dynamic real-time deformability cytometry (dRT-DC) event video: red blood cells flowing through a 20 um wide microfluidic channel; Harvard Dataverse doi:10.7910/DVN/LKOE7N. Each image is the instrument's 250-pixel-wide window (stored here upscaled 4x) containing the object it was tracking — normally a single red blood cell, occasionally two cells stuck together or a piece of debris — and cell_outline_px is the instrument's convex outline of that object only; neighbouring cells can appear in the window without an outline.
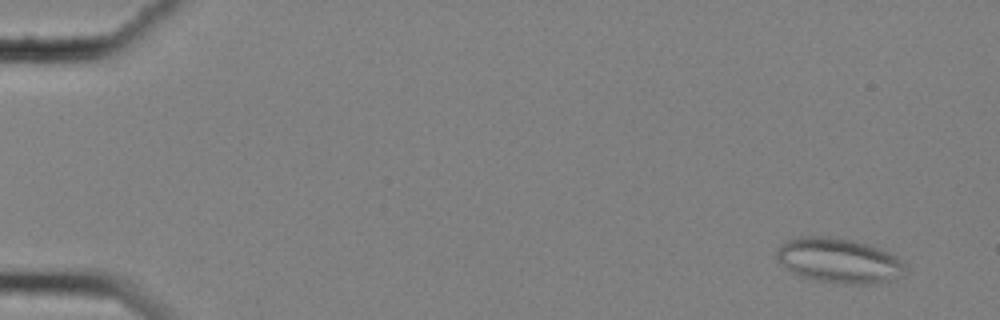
{"species": "common noctule bat (a hibernating species)", "species_latin": "Nyctalus noctula", "temperature_condition": "cold", "stored_images_in_passage": 59, "camera_frame_rate_fps": 3000, "um_per_image_px": 0.085, "animal": {"sex": "female", "body_mass_g": 25.1}, "frame": {"image": 1, "passage_image": 4, "time_ms": 1.0, "image_size_px": [1000, 320], "cell_outline_px": [[908, 272], [900, 276], [888, 280], [872, 284], [836, 284], [816, 280], [800, 276], [784, 268], [780, 264], [776, 256], [776, 248], [792, 236], [832, 236], [852, 240], [868, 244], [880, 248], [896, 256], [904, 264]], "centroid_in_image_um": [71.26, 22.14], "position_along_channel_um": 13.7, "area_um2": 34.16}}
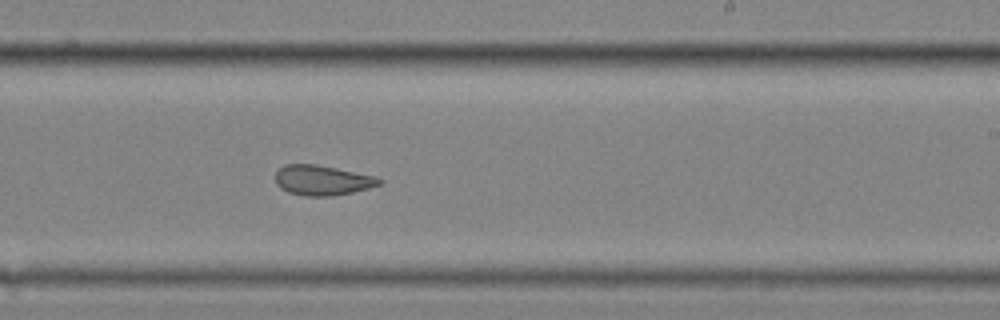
{"frame": {"image": 2, "passage_image": 37, "time_ms": 12.0, "image_size_px": [1000, 320], "cell_outline_px": [[384, 180], [380, 184], [368, 188], [352, 192], [332, 196], [304, 196], [288, 192], [280, 188], [276, 184], [276, 172], [284, 164], [316, 164], [376, 176]], "centroid_in_image_um": [27.39, 15.32], "position_along_channel_um": 261.6, "area_um2": 18.21}}
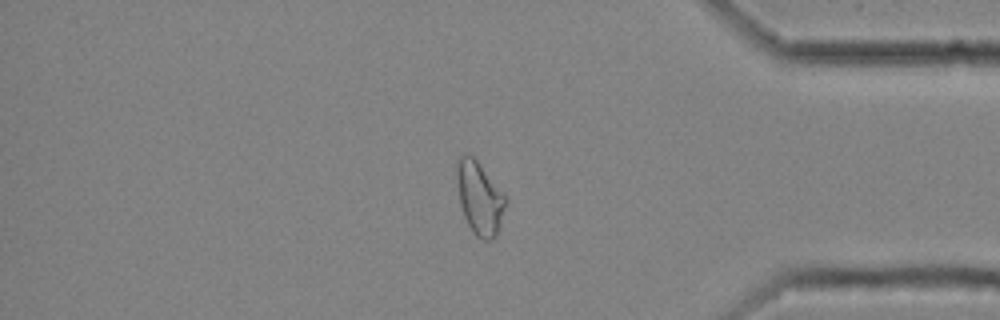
{"frame": {"image": 3, "passage_image": 50, "time_ms": 16.333, "image_size_px": [1000, 320], "cell_outline_px": [[508, 200], [496, 236], [492, 240], [484, 240], [476, 236], [472, 232], [464, 216], [460, 204], [456, 176], [456, 164], [460, 156], [472, 156], [476, 160]], "centroid_in_image_um": [40.76, 16.88], "position_along_channel_um": 394.4, "area_um2": 20.35}, "authors_computed_cell_mechanics": {"area_um2": 21.5016, "velocity_mm_per_s": 3.5076, "shape_relaxation_time_tau1_ms": null, "shape_relaxation_time_tau2_ms": 1.6079, "deformation_change_tau1": null, "deformation_change_tau2": 0.0865}}